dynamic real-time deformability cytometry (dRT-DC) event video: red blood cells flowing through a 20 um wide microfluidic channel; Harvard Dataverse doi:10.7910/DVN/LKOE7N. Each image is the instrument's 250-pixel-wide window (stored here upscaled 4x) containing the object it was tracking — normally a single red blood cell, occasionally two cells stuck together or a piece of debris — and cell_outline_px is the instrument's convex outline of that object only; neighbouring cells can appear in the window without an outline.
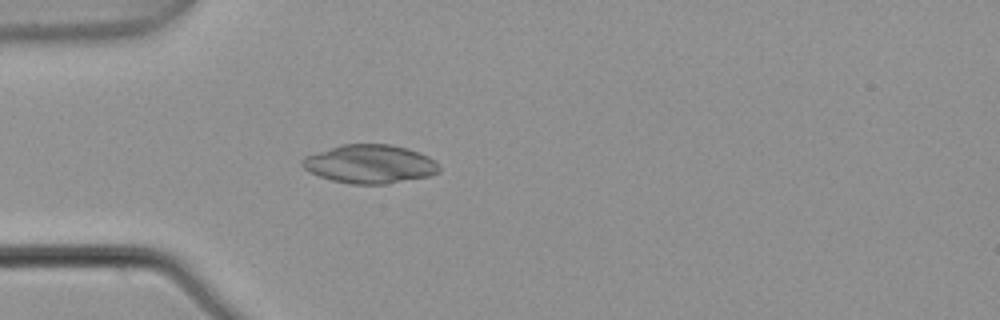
{"species": "common noctule bat (a hibernating species)", "species_latin": "Nyctalus noctula", "temperature_condition": "warm", "stored_images_in_passage": 5, "camera_frame_rate_fps": 3000, "um_per_image_px": 0.085, "animal": {"sex": "male", "body_mass_g": 21.5, "forearm_length_mm": 52.0}, "frame": {"image": 1, "passage_image": 5, "time_ms": 1.333, "image_size_px": [1000, 320], "cell_outline_px": [[440, 172], [432, 176], [384, 184], [352, 184], [332, 180], [308, 172], [300, 164], [300, 160], [304, 156], [340, 144], [392, 144], [408, 148], [420, 152], [428, 156], [440, 164]], "centroid_in_image_um": [31.45, 13.93], "position_along_channel_um": 53.5, "area_um2": 31.21}}